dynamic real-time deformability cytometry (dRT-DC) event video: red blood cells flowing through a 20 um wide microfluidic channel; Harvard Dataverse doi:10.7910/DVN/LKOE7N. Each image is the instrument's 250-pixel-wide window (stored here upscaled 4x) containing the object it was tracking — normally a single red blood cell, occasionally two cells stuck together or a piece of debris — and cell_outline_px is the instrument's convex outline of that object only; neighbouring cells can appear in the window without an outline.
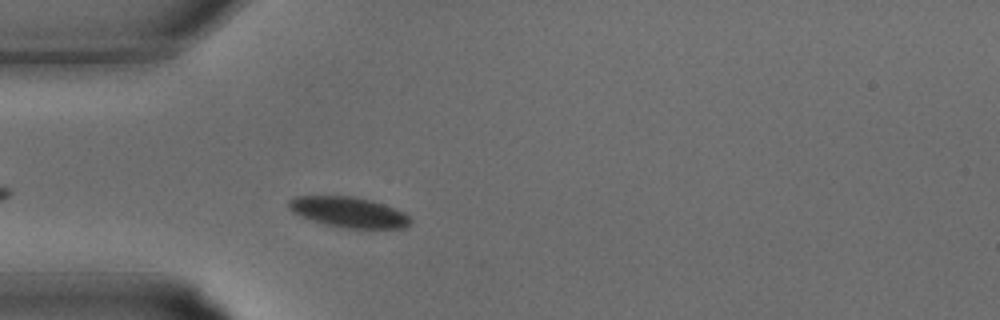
{"species": "common noctule bat (a hibernating species)", "species_latin": "Nyctalus noctula", "temperature_condition": "warm", "stored_images_in_passage": 24, "camera_frame_rate_fps": 3000, "um_per_image_px": 0.085, "animal": {"sex": "male", "body_mass_g": 15.6}, "frame": {"image": 1, "passage_image": 3, "time_ms": 0.667, "image_size_px": [1000, 320], "cell_outline_px": [[412, 224], [404, 228], [348, 228], [328, 224], [292, 212], [288, 208], [288, 200], [296, 196], [352, 196], [372, 200], [384, 204], [404, 212], [412, 220]], "centroid_in_image_um": [29.69, 18.02], "position_along_channel_um": 55.3, "area_um2": 21.33}}
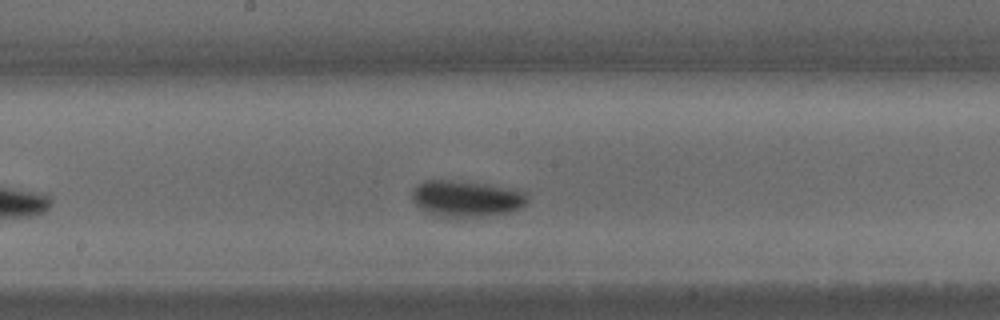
{"frame": {"image": 2, "passage_image": 11, "time_ms": 3.333, "image_size_px": [1000, 320], "cell_outline_px": [[528, 200], [520, 208], [512, 212], [464, 220], [448, 220], [436, 216], [420, 208], [412, 200], [412, 188], [416, 184], [424, 180], [448, 180], [484, 184], [524, 192]], "centroid_in_image_um": [39.56, 16.95], "position_along_channel_um": 208.6, "area_um2": 25.03}}
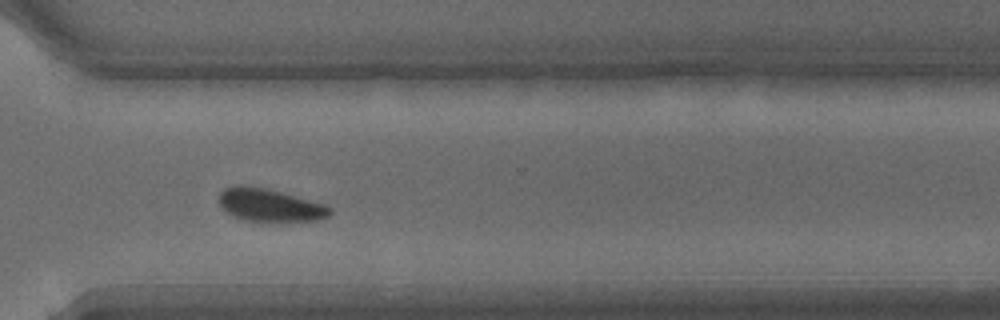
{"frame": {"image": 3, "passage_image": 18, "time_ms": 5.667, "image_size_px": [1000, 320], "cell_outline_px": [[332, 212], [328, 216], [316, 220], [244, 220], [232, 216], [220, 204], [220, 192], [224, 188], [236, 184], [244, 184], [268, 188], [328, 204], [332, 208]], "centroid_in_image_um": [22.95, 17.39], "position_along_channel_um": 347.6, "area_um2": 21.21}}